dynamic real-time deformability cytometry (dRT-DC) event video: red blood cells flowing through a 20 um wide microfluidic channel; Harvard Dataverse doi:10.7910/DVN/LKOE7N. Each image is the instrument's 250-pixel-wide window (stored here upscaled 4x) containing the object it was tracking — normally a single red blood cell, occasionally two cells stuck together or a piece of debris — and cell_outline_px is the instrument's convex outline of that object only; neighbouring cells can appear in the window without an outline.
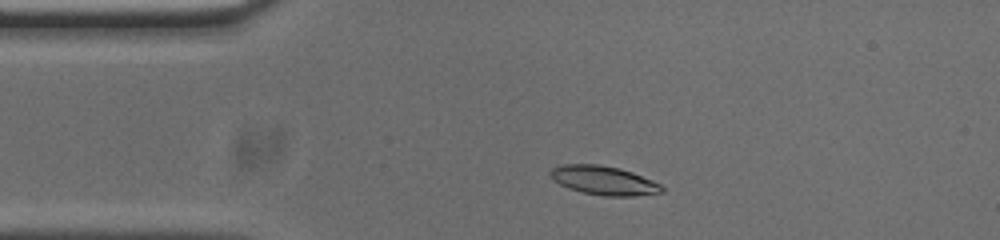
{"species": "common noctule bat (a hibernating species)", "species_latin": "Nyctalus noctula", "temperature_condition": "cold", "stored_images_in_passage": 48, "camera_frame_rate_fps": 3000, "um_per_image_px": 0.085, "animal": {"sex": "male", "body_mass_g": 20.0, "forearm_length_mm": 53.3}, "frame": {"image": 1, "passage_image": 5, "time_ms": 1.333, "image_size_px": [1000, 240], "cell_outline_px": [[664, 192], [636, 196], [604, 196], [580, 192], [568, 188], [560, 184], [548, 172], [552, 168], [564, 164], [596, 164], [620, 168], [632, 172], [652, 180], [660, 184], [664, 188]], "centroid_in_image_um": [51.35, 15.34], "position_along_channel_um": 33.7, "area_um2": 18.79}}
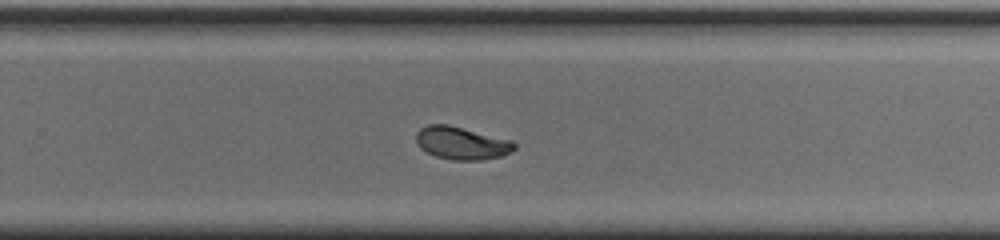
{"frame": {"image": 2, "passage_image": 28, "time_ms": 9.0, "image_size_px": [1000, 240], "cell_outline_px": [[516, 148], [500, 156], [480, 160], [452, 160], [436, 156], [420, 148], [416, 140], [416, 132], [420, 128], [428, 124], [448, 124], [512, 140], [516, 144]], "centroid_in_image_um": [39.22, 12.15], "position_along_channel_um": 290.6, "area_um2": 18.67}}
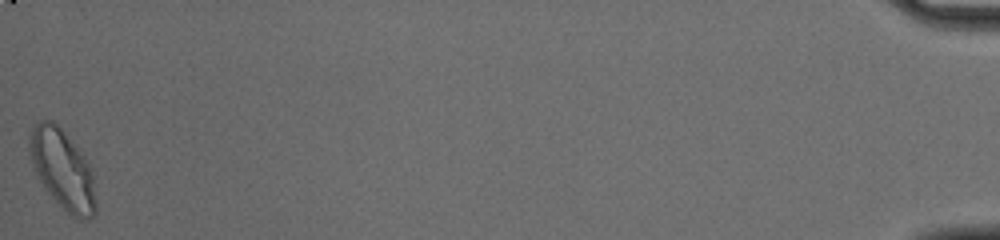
{"frame": {"image": 3, "passage_image": 48, "time_ms": 15.667, "image_size_px": [1000, 240], "cell_outline_px": [[96, 212], [88, 220], [80, 220], [72, 216], [44, 188], [36, 172], [28, 152], [28, 136], [32, 128], [40, 120], [52, 120], [64, 132], [88, 160], [92, 168], [96, 204]], "centroid_in_image_um": [5.33, 14.4], "position_along_channel_um": 429.9, "area_um2": 30.69}, "authors_computed_cell_mechanics": {"area_um2": 18.7561, "velocity_mm_per_s": 3.7307, "shape_relaxation_time_tau1_ms": 3.7641, "shape_relaxation_time_tau2_ms": 1.385, "deformation_change_tau1": 0.1657, "deformation_change_tau2": 0.0518}}